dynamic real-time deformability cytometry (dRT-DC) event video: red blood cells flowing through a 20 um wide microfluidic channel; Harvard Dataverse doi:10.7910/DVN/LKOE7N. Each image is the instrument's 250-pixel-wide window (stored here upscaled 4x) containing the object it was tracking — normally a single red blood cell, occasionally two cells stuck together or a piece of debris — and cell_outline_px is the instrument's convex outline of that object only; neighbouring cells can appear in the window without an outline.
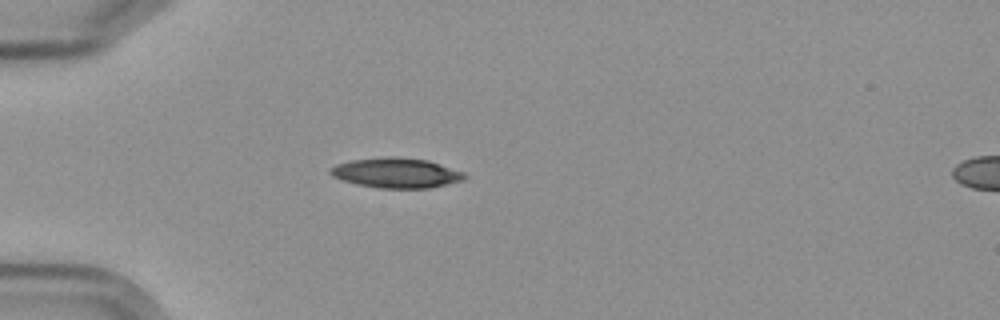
{"species": "Egyptian fruit bat (a non-hibernating species)", "species_latin": "Rousettus aegyptiacus", "temperature_condition": "cold", "stored_images_in_passage": 4, "camera_frame_rate_fps": 3000, "um_per_image_px": 0.085, "frame": {"image": 1, "passage_image": 4, "time_ms": 3.333, "image_size_px": [1000, 320], "cell_outline_px": [[468, 176], [464, 180], [428, 188], [380, 188], [356, 184], [332, 176], [328, 172], [328, 168], [336, 164], [352, 160], [388, 156], [392, 156], [428, 160], [464, 172]], "centroid_in_image_um": [33.67, 14.69], "position_along_channel_um": 51.3, "area_um2": 23.47}}